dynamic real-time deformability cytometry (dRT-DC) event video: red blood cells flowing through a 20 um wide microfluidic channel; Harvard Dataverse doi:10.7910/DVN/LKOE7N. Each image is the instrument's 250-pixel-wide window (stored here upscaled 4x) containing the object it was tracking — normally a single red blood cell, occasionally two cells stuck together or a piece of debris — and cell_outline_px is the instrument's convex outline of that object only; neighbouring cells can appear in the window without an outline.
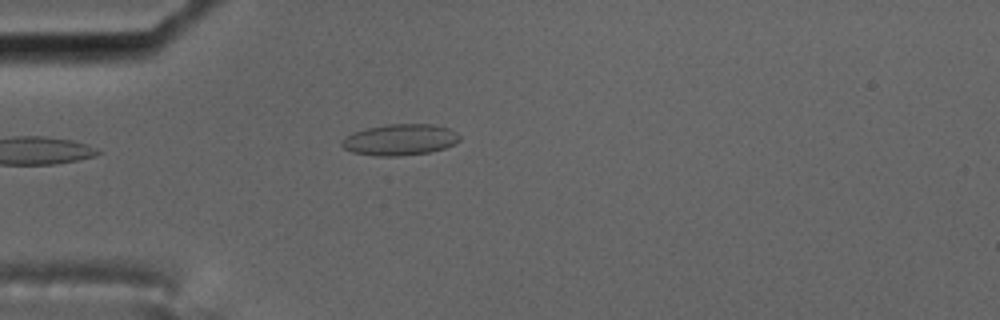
{"species": "common noctule bat (a hibernating species)", "species_latin": "Nyctalus noctula", "temperature_condition": "cold", "stored_images_in_passage": 42, "camera_frame_rate_fps": 3000, "um_per_image_px": 0.085, "animal": {"sex": "male", "body_mass_g": 17.5, "forearm_length_mm": 52.3}, "frame": {"image": 1, "passage_image": 1, "time_ms": 0.0, "image_size_px": [1000, 320], "cell_outline_px": [[460, 140], [456, 144], [444, 148], [428, 152], [396, 156], [376, 156], [352, 152], [344, 148], [340, 144], [352, 132], [368, 128], [388, 124], [432, 124], [448, 128], [456, 132], [460, 136]], "centroid_in_image_um": [34.02, 11.87], "position_along_channel_um": 51.0, "area_um2": 21.27}, "authors_computed_cell_mechanics": {"area_um2": 22.6576, "velocity_mm_per_s": 3.5139, "shape_relaxation_time_tau1_ms": null, "shape_relaxation_time_tau2_ms": 1.3869, "deformation_change_tau1": null, "deformation_change_tau2": 0.0672}}